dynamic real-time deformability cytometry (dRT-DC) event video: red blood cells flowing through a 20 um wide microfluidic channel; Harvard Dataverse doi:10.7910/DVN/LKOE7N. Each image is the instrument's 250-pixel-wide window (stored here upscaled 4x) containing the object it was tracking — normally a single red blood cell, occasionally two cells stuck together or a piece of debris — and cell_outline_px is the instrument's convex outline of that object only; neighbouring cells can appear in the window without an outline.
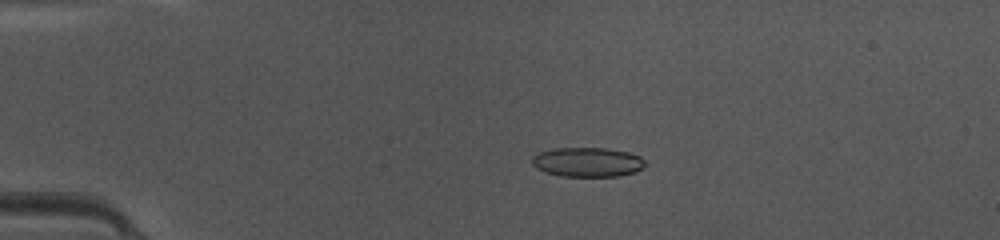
{"species": "common noctule bat (a hibernating species)", "species_latin": "Nyctalus noctula", "temperature_condition": "warm", "stored_images_in_passage": 48, "camera_frame_rate_fps": 3000, "um_per_image_px": 0.085, "animal": {"sex": "female", "body_mass_g": 10.0, "forearm_length_mm": 53.1}, "frame": {"image": 1, "passage_image": 11, "time_ms": 3.333, "image_size_px": [1000, 240], "cell_outline_px": [[644, 164], [636, 172], [620, 176], [560, 176], [544, 172], [536, 168], [532, 164], [532, 156], [540, 152], [552, 148], [608, 148], [628, 152], [640, 156], [644, 160]], "centroid_in_image_um": [49.91, 13.78], "position_along_channel_um": 35.1, "area_um2": 19.48}}
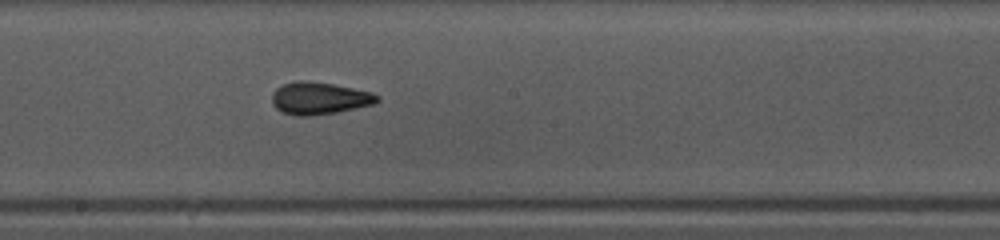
{"frame": {"image": 2, "passage_image": 27, "time_ms": 8.667, "image_size_px": [1000, 240], "cell_outline_px": [[380, 100], [372, 104], [336, 112], [308, 116], [296, 116], [284, 112], [276, 108], [272, 104], [272, 92], [276, 88], [284, 84], [296, 80], [304, 80], [332, 84], [372, 92], [380, 96]], "centroid_in_image_um": [27.12, 8.34], "position_along_channel_um": 221.1, "area_um2": 19.65}}
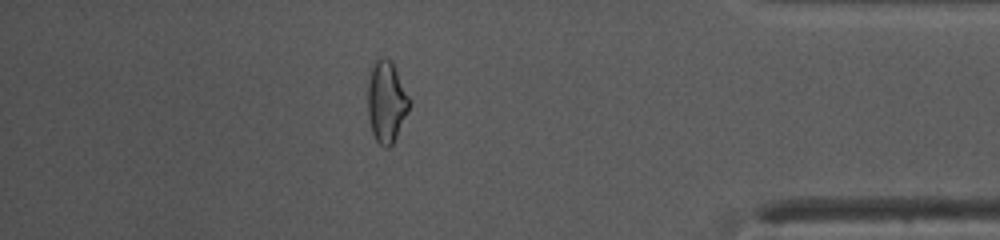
{"frame": {"image": 3, "passage_image": 42, "time_ms": 13.667, "image_size_px": [1000, 240], "cell_outline_px": [[412, 100], [408, 112], [392, 144], [388, 148], [384, 148], [376, 140], [372, 132], [368, 116], [368, 76], [372, 64], [376, 56], [380, 56], [388, 60], [392, 64]], "centroid_in_image_um": [32.84, 8.63], "position_along_channel_um": 402.4, "area_um2": 19.83}, "authors_computed_cell_mechanics": {"area_um2": 19.1607, "velocity_mm_per_s": 4.2416, "shape_relaxation_time_tau1_ms": 5.5884, "shape_relaxation_time_tau2_ms": 2.9202, "deformation_change_tau1": 0.1732, "deformation_change_tau2": 0.0644}}